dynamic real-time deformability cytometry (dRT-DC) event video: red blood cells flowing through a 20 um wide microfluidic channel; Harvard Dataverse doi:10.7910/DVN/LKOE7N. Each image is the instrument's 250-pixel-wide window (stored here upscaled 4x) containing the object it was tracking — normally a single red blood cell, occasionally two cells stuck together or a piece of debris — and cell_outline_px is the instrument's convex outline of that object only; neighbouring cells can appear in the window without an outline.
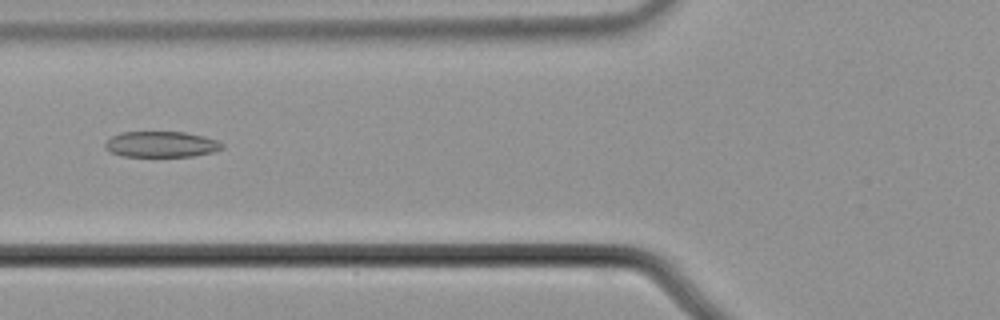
{"species": "common noctule bat (a hibernating species)", "species_latin": "Nyctalus noctula", "temperature_condition": "cold", "stored_images_in_passage": 39, "camera_frame_rate_fps": 3000, "um_per_image_px": 0.085, "animal": {"sex": "male", "body_mass_g": 21.5, "forearm_length_mm": 52.0}, "frame": {"image": 1, "passage_image": 5, "time_ms": 1.333, "image_size_px": [1000, 320], "cell_outline_px": [[224, 148], [216, 152], [192, 156], [124, 156], [112, 152], [104, 148], [104, 144], [112, 136], [120, 132], [184, 132], [204, 136], [216, 140], [224, 144]], "centroid_in_image_um": [13.74, 12.26], "position_along_channel_um": 112.1, "area_um2": 17.63}}
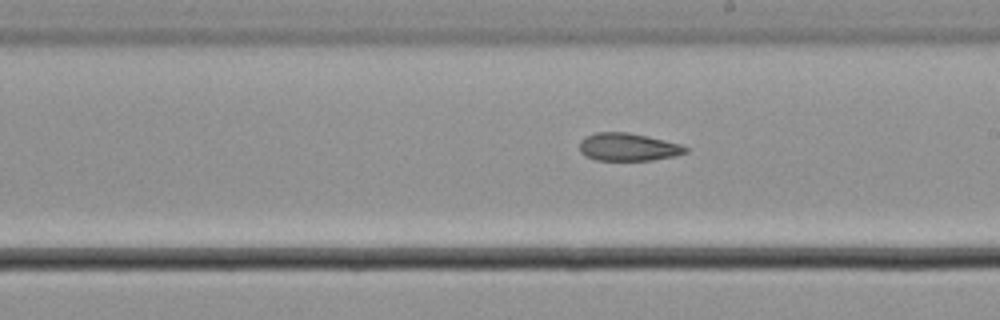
{"frame": {"image": 2, "passage_image": 15, "time_ms": 4.667, "image_size_px": [1000, 320], "cell_outline_px": [[688, 152], [676, 156], [652, 160], [596, 160], [584, 156], [580, 152], [580, 140], [584, 136], [596, 132], [628, 132], [648, 136], [680, 144], [688, 148]], "centroid_in_image_um": [53.37, 12.49], "position_along_channel_um": 235.6, "area_um2": 17.34}}
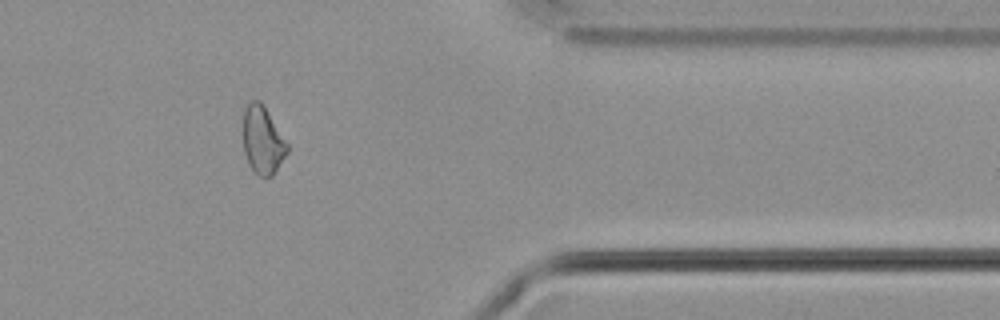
{"frame": {"image": 3, "passage_image": 29, "time_ms": 9.333, "image_size_px": [1000, 320], "cell_outline_px": [[288, 152], [272, 176], [260, 176], [248, 164], [244, 152], [244, 108], [248, 100], [260, 100], [288, 144]], "centroid_in_image_um": [22.32, 11.9], "position_along_channel_um": 389.1, "area_um2": 17.17}, "authors_computed_cell_mechanics": {"area_um2": 17.9758, "velocity_mm_per_s": 3.7036, "shape_relaxation_time_tau1_ms": 7.6044, "shape_relaxation_time_tau2_ms": 4.8454, "deformation_change_tau1": 0.0733, "deformation_change_tau2": 0.1256}}